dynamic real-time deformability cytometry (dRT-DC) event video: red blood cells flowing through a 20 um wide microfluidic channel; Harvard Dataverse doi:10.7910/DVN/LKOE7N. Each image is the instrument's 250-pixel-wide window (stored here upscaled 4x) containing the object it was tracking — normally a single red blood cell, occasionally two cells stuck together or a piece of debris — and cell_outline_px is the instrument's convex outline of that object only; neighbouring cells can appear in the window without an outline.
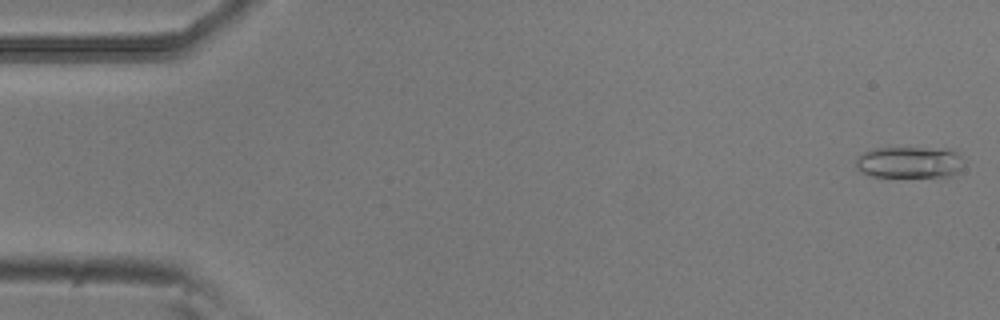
{"species": "common noctule bat (a hibernating species)", "species_latin": "Nyctalus noctula", "temperature_condition": "room temperature", "stored_images_in_passage": 26, "camera_frame_rate_fps": 3000, "um_per_image_px": 0.085, "animal": {"sex": "male", "body_mass_g": 20.5, "forearm_length_mm": 52.5}, "frame": {"image": 1, "passage_image": 1, "time_ms": 0.0, "image_size_px": [1000, 320], "cell_outline_px": [[964, 164], [956, 172], [948, 176], [872, 176], [860, 172], [856, 168], [856, 160], [864, 152], [876, 148], [920, 148], [956, 152], [960, 156]], "centroid_in_image_um": [77.24, 13.8], "position_along_channel_um": 7.8, "area_um2": 19.25}}
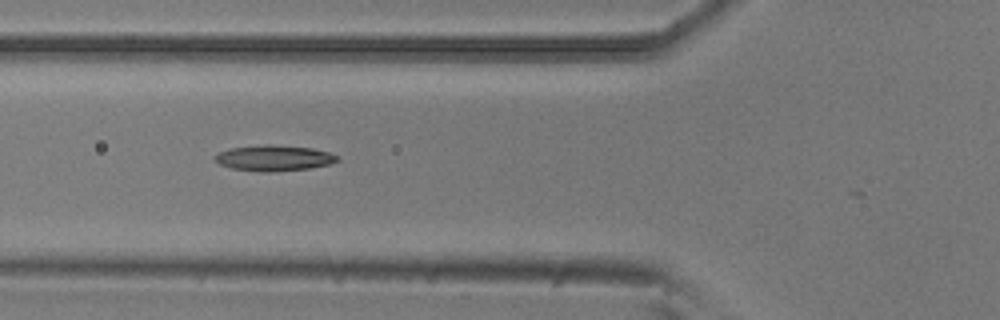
{"frame": {"image": 2, "passage_image": 19, "time_ms": 6.0, "image_size_px": [1000, 320], "cell_outline_px": [[340, 160], [328, 164], [308, 168], [268, 172], [260, 172], [232, 168], [220, 164], [212, 160], [212, 156], [220, 152], [232, 148], [264, 144], [268, 144], [312, 148], [328, 152], [340, 156]], "centroid_in_image_um": [23.26, 13.43], "position_along_channel_um": 102.5, "area_um2": 18.32}}
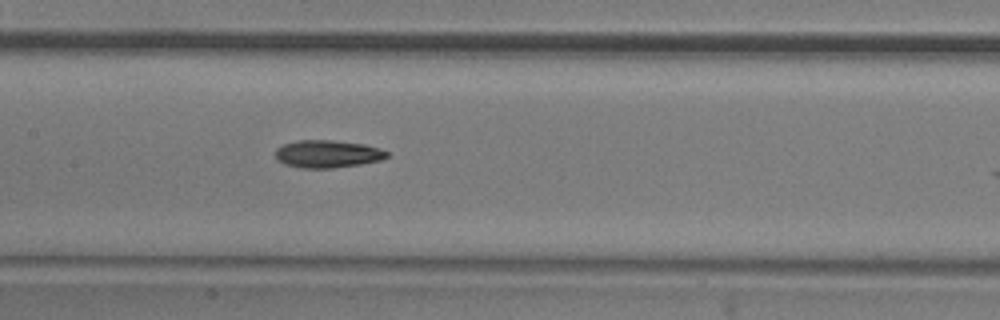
{"frame": {"image": 3, "passage_image": 25, "time_ms": 8.0, "image_size_px": [1000, 320], "cell_outline_px": [[388, 156], [380, 160], [360, 164], [332, 168], [300, 168], [284, 164], [276, 160], [276, 148], [284, 144], [296, 140], [332, 140], [364, 144], [380, 148], [388, 152]], "centroid_in_image_um": [27.81, 13.08], "position_along_channel_um": 179.6, "area_um2": 17.98}}